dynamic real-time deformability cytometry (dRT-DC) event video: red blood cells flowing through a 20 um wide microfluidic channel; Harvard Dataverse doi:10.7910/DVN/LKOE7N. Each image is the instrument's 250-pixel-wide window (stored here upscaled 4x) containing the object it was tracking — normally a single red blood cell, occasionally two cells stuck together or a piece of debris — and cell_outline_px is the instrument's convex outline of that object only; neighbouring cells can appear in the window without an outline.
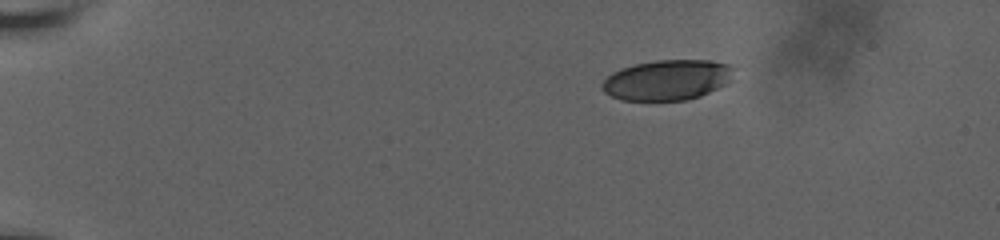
{"species": "human", "species_latin": "Homo sapiens", "temperature_condition": "room temperature", "stored_images_in_passage": 9, "camera_frame_rate_fps": 3000, "um_per_image_px": 0.085, "donor": {"sex": "male"}, "frame": {"image": 1, "passage_image": 1, "time_ms": 0.0, "image_size_px": [1000, 240], "cell_outline_px": [[732, 68], [728, 80], [724, 84], [700, 96], [684, 100], [620, 100], [604, 92], [600, 88], [600, 84], [612, 72], [620, 68], [636, 64], [656, 60], [712, 60], [732, 64]], "centroid_in_image_um": [56.65, 6.79], "position_along_channel_um": 28.3, "area_um2": 30.75}}
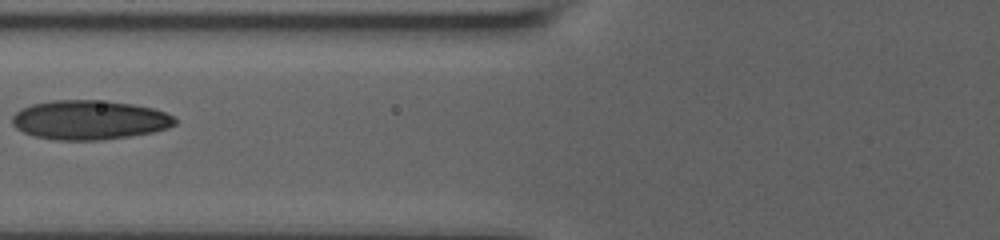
{"frame": {"image": 2, "passage_image": 7, "time_ms": 5.333, "image_size_px": [1000, 240], "cell_outline_px": [[176, 124], [168, 128], [152, 132], [128, 136], [100, 140], [60, 140], [36, 136], [24, 132], [16, 128], [12, 124], [12, 116], [20, 108], [32, 104], [52, 100], [96, 100], [132, 104], [152, 108], [164, 112], [172, 116], [176, 120]], "centroid_in_image_um": [7.58, 10.19], "position_along_channel_um": 118.2, "area_um2": 37.05}}
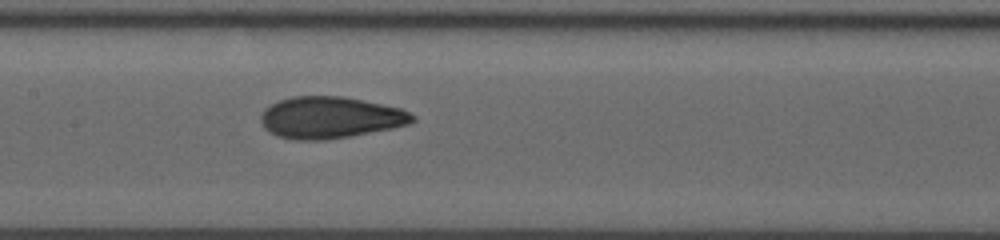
{"frame": {"image": 3, "passage_image": 9, "time_ms": 7.0, "image_size_px": [1000, 240], "cell_outline_px": [[416, 120], [408, 124], [392, 128], [348, 136], [324, 140], [292, 140], [276, 136], [268, 132], [264, 128], [260, 120], [260, 116], [264, 108], [280, 100], [292, 96], [344, 96], [400, 108], [416, 116]], "centroid_in_image_um": [28.02, 9.99], "position_along_channel_um": 179.4, "area_um2": 36.88}}